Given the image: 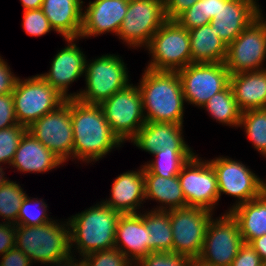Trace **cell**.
Returning a JSON list of instances; mask_svg holds the SVG:
<instances>
[{
    "label": "cell",
    "instance_id": "cell-23",
    "mask_svg": "<svg viewBox=\"0 0 266 266\" xmlns=\"http://www.w3.org/2000/svg\"><path fill=\"white\" fill-rule=\"evenodd\" d=\"M82 0H43L42 10L51 27L64 39H78L83 25Z\"/></svg>",
    "mask_w": 266,
    "mask_h": 266
},
{
    "label": "cell",
    "instance_id": "cell-28",
    "mask_svg": "<svg viewBox=\"0 0 266 266\" xmlns=\"http://www.w3.org/2000/svg\"><path fill=\"white\" fill-rule=\"evenodd\" d=\"M144 188L145 199L151 198L162 203L154 210L168 211L186 207L178 176L165 178L158 175H144Z\"/></svg>",
    "mask_w": 266,
    "mask_h": 266
},
{
    "label": "cell",
    "instance_id": "cell-41",
    "mask_svg": "<svg viewBox=\"0 0 266 266\" xmlns=\"http://www.w3.org/2000/svg\"><path fill=\"white\" fill-rule=\"evenodd\" d=\"M231 266H266L249 243H243Z\"/></svg>",
    "mask_w": 266,
    "mask_h": 266
},
{
    "label": "cell",
    "instance_id": "cell-50",
    "mask_svg": "<svg viewBox=\"0 0 266 266\" xmlns=\"http://www.w3.org/2000/svg\"><path fill=\"white\" fill-rule=\"evenodd\" d=\"M187 266H210V265L204 264L199 259H191Z\"/></svg>",
    "mask_w": 266,
    "mask_h": 266
},
{
    "label": "cell",
    "instance_id": "cell-31",
    "mask_svg": "<svg viewBox=\"0 0 266 266\" xmlns=\"http://www.w3.org/2000/svg\"><path fill=\"white\" fill-rule=\"evenodd\" d=\"M201 108H206L213 119L228 126L239 127L241 111L236 103L230 84L214 94Z\"/></svg>",
    "mask_w": 266,
    "mask_h": 266
},
{
    "label": "cell",
    "instance_id": "cell-20",
    "mask_svg": "<svg viewBox=\"0 0 266 266\" xmlns=\"http://www.w3.org/2000/svg\"><path fill=\"white\" fill-rule=\"evenodd\" d=\"M115 248L134 266L150 253V236L141 213L120 215L116 225Z\"/></svg>",
    "mask_w": 266,
    "mask_h": 266
},
{
    "label": "cell",
    "instance_id": "cell-42",
    "mask_svg": "<svg viewBox=\"0 0 266 266\" xmlns=\"http://www.w3.org/2000/svg\"><path fill=\"white\" fill-rule=\"evenodd\" d=\"M16 225L4 222L0 223V255L15 247Z\"/></svg>",
    "mask_w": 266,
    "mask_h": 266
},
{
    "label": "cell",
    "instance_id": "cell-12",
    "mask_svg": "<svg viewBox=\"0 0 266 266\" xmlns=\"http://www.w3.org/2000/svg\"><path fill=\"white\" fill-rule=\"evenodd\" d=\"M243 243L238 223L228 211L219 219H210L198 259L210 266H231Z\"/></svg>",
    "mask_w": 266,
    "mask_h": 266
},
{
    "label": "cell",
    "instance_id": "cell-36",
    "mask_svg": "<svg viewBox=\"0 0 266 266\" xmlns=\"http://www.w3.org/2000/svg\"><path fill=\"white\" fill-rule=\"evenodd\" d=\"M80 259L83 266H133V263L117 248L95 251Z\"/></svg>",
    "mask_w": 266,
    "mask_h": 266
},
{
    "label": "cell",
    "instance_id": "cell-46",
    "mask_svg": "<svg viewBox=\"0 0 266 266\" xmlns=\"http://www.w3.org/2000/svg\"><path fill=\"white\" fill-rule=\"evenodd\" d=\"M250 245L260 256L261 260L266 264V234L254 239Z\"/></svg>",
    "mask_w": 266,
    "mask_h": 266
},
{
    "label": "cell",
    "instance_id": "cell-6",
    "mask_svg": "<svg viewBox=\"0 0 266 266\" xmlns=\"http://www.w3.org/2000/svg\"><path fill=\"white\" fill-rule=\"evenodd\" d=\"M12 96L17 122L26 128L66 101L39 74L24 80L18 78Z\"/></svg>",
    "mask_w": 266,
    "mask_h": 266
},
{
    "label": "cell",
    "instance_id": "cell-9",
    "mask_svg": "<svg viewBox=\"0 0 266 266\" xmlns=\"http://www.w3.org/2000/svg\"><path fill=\"white\" fill-rule=\"evenodd\" d=\"M166 21L164 0H129L117 35L130 47L146 48Z\"/></svg>",
    "mask_w": 266,
    "mask_h": 266
},
{
    "label": "cell",
    "instance_id": "cell-24",
    "mask_svg": "<svg viewBox=\"0 0 266 266\" xmlns=\"http://www.w3.org/2000/svg\"><path fill=\"white\" fill-rule=\"evenodd\" d=\"M61 164L63 165V162L59 157L27 131L21 138L10 166L25 173H43Z\"/></svg>",
    "mask_w": 266,
    "mask_h": 266
},
{
    "label": "cell",
    "instance_id": "cell-17",
    "mask_svg": "<svg viewBox=\"0 0 266 266\" xmlns=\"http://www.w3.org/2000/svg\"><path fill=\"white\" fill-rule=\"evenodd\" d=\"M257 4L256 0H220V10L210 24L226 46L262 15Z\"/></svg>",
    "mask_w": 266,
    "mask_h": 266
},
{
    "label": "cell",
    "instance_id": "cell-44",
    "mask_svg": "<svg viewBox=\"0 0 266 266\" xmlns=\"http://www.w3.org/2000/svg\"><path fill=\"white\" fill-rule=\"evenodd\" d=\"M197 0H164L167 20H175L180 14L192 7Z\"/></svg>",
    "mask_w": 266,
    "mask_h": 266
},
{
    "label": "cell",
    "instance_id": "cell-38",
    "mask_svg": "<svg viewBox=\"0 0 266 266\" xmlns=\"http://www.w3.org/2000/svg\"><path fill=\"white\" fill-rule=\"evenodd\" d=\"M191 259L174 252H150L136 266H187Z\"/></svg>",
    "mask_w": 266,
    "mask_h": 266
},
{
    "label": "cell",
    "instance_id": "cell-49",
    "mask_svg": "<svg viewBox=\"0 0 266 266\" xmlns=\"http://www.w3.org/2000/svg\"><path fill=\"white\" fill-rule=\"evenodd\" d=\"M24 10L42 8L43 0H20Z\"/></svg>",
    "mask_w": 266,
    "mask_h": 266
},
{
    "label": "cell",
    "instance_id": "cell-19",
    "mask_svg": "<svg viewBox=\"0 0 266 266\" xmlns=\"http://www.w3.org/2000/svg\"><path fill=\"white\" fill-rule=\"evenodd\" d=\"M129 0H94L90 1L83 12V25L80 37L112 32L118 34L127 13Z\"/></svg>",
    "mask_w": 266,
    "mask_h": 266
},
{
    "label": "cell",
    "instance_id": "cell-13",
    "mask_svg": "<svg viewBox=\"0 0 266 266\" xmlns=\"http://www.w3.org/2000/svg\"><path fill=\"white\" fill-rule=\"evenodd\" d=\"M177 72L185 101L198 107L230 84L224 63H191Z\"/></svg>",
    "mask_w": 266,
    "mask_h": 266
},
{
    "label": "cell",
    "instance_id": "cell-5",
    "mask_svg": "<svg viewBox=\"0 0 266 266\" xmlns=\"http://www.w3.org/2000/svg\"><path fill=\"white\" fill-rule=\"evenodd\" d=\"M85 64L86 88L73 93L72 98L85 104L100 105L114 93L126 88L130 83L123 59L118 55L106 54Z\"/></svg>",
    "mask_w": 266,
    "mask_h": 266
},
{
    "label": "cell",
    "instance_id": "cell-16",
    "mask_svg": "<svg viewBox=\"0 0 266 266\" xmlns=\"http://www.w3.org/2000/svg\"><path fill=\"white\" fill-rule=\"evenodd\" d=\"M208 161L216 173L219 199L223 193L237 197L238 201L230 210L257 198L264 192V181L242 162L228 157H218Z\"/></svg>",
    "mask_w": 266,
    "mask_h": 266
},
{
    "label": "cell",
    "instance_id": "cell-7",
    "mask_svg": "<svg viewBox=\"0 0 266 266\" xmlns=\"http://www.w3.org/2000/svg\"><path fill=\"white\" fill-rule=\"evenodd\" d=\"M152 60L146 66L155 71H178L192 63L190 36L175 20H167L146 47Z\"/></svg>",
    "mask_w": 266,
    "mask_h": 266
},
{
    "label": "cell",
    "instance_id": "cell-18",
    "mask_svg": "<svg viewBox=\"0 0 266 266\" xmlns=\"http://www.w3.org/2000/svg\"><path fill=\"white\" fill-rule=\"evenodd\" d=\"M68 46L55 55L48 73L40 76L56 89L65 99L72 98L68 86L85 72L86 56L74 43V38L65 39ZM70 43V44H69Z\"/></svg>",
    "mask_w": 266,
    "mask_h": 266
},
{
    "label": "cell",
    "instance_id": "cell-25",
    "mask_svg": "<svg viewBox=\"0 0 266 266\" xmlns=\"http://www.w3.org/2000/svg\"><path fill=\"white\" fill-rule=\"evenodd\" d=\"M230 86L241 112L266 108V69L231 74Z\"/></svg>",
    "mask_w": 266,
    "mask_h": 266
},
{
    "label": "cell",
    "instance_id": "cell-45",
    "mask_svg": "<svg viewBox=\"0 0 266 266\" xmlns=\"http://www.w3.org/2000/svg\"><path fill=\"white\" fill-rule=\"evenodd\" d=\"M0 266H31L32 261L18 248L14 247L2 255Z\"/></svg>",
    "mask_w": 266,
    "mask_h": 266
},
{
    "label": "cell",
    "instance_id": "cell-52",
    "mask_svg": "<svg viewBox=\"0 0 266 266\" xmlns=\"http://www.w3.org/2000/svg\"><path fill=\"white\" fill-rule=\"evenodd\" d=\"M264 192L266 193V183L264 182Z\"/></svg>",
    "mask_w": 266,
    "mask_h": 266
},
{
    "label": "cell",
    "instance_id": "cell-30",
    "mask_svg": "<svg viewBox=\"0 0 266 266\" xmlns=\"http://www.w3.org/2000/svg\"><path fill=\"white\" fill-rule=\"evenodd\" d=\"M153 155L155 160L143 165V175H158L168 178L178 176L182 167L195 153L192 150L160 149Z\"/></svg>",
    "mask_w": 266,
    "mask_h": 266
},
{
    "label": "cell",
    "instance_id": "cell-35",
    "mask_svg": "<svg viewBox=\"0 0 266 266\" xmlns=\"http://www.w3.org/2000/svg\"><path fill=\"white\" fill-rule=\"evenodd\" d=\"M28 129L20 124L0 130V165L11 164L22 136Z\"/></svg>",
    "mask_w": 266,
    "mask_h": 266
},
{
    "label": "cell",
    "instance_id": "cell-26",
    "mask_svg": "<svg viewBox=\"0 0 266 266\" xmlns=\"http://www.w3.org/2000/svg\"><path fill=\"white\" fill-rule=\"evenodd\" d=\"M236 219L244 243L266 234V193L229 210Z\"/></svg>",
    "mask_w": 266,
    "mask_h": 266
},
{
    "label": "cell",
    "instance_id": "cell-43",
    "mask_svg": "<svg viewBox=\"0 0 266 266\" xmlns=\"http://www.w3.org/2000/svg\"><path fill=\"white\" fill-rule=\"evenodd\" d=\"M19 77L15 76L0 56V95L11 93Z\"/></svg>",
    "mask_w": 266,
    "mask_h": 266
},
{
    "label": "cell",
    "instance_id": "cell-29",
    "mask_svg": "<svg viewBox=\"0 0 266 266\" xmlns=\"http://www.w3.org/2000/svg\"><path fill=\"white\" fill-rule=\"evenodd\" d=\"M150 236V252H172L173 235L168 211L142 213Z\"/></svg>",
    "mask_w": 266,
    "mask_h": 266
},
{
    "label": "cell",
    "instance_id": "cell-4",
    "mask_svg": "<svg viewBox=\"0 0 266 266\" xmlns=\"http://www.w3.org/2000/svg\"><path fill=\"white\" fill-rule=\"evenodd\" d=\"M15 247L33 263L51 265L66 259L72 255L69 222L60 225L52 220L39 226L16 225Z\"/></svg>",
    "mask_w": 266,
    "mask_h": 266
},
{
    "label": "cell",
    "instance_id": "cell-14",
    "mask_svg": "<svg viewBox=\"0 0 266 266\" xmlns=\"http://www.w3.org/2000/svg\"><path fill=\"white\" fill-rule=\"evenodd\" d=\"M27 129L63 163L73 157L71 98L39 118Z\"/></svg>",
    "mask_w": 266,
    "mask_h": 266
},
{
    "label": "cell",
    "instance_id": "cell-47",
    "mask_svg": "<svg viewBox=\"0 0 266 266\" xmlns=\"http://www.w3.org/2000/svg\"><path fill=\"white\" fill-rule=\"evenodd\" d=\"M204 2L205 17L211 22V19L218 14L220 10V0H202Z\"/></svg>",
    "mask_w": 266,
    "mask_h": 266
},
{
    "label": "cell",
    "instance_id": "cell-27",
    "mask_svg": "<svg viewBox=\"0 0 266 266\" xmlns=\"http://www.w3.org/2000/svg\"><path fill=\"white\" fill-rule=\"evenodd\" d=\"M192 63H224L227 46L211 24L188 30Z\"/></svg>",
    "mask_w": 266,
    "mask_h": 266
},
{
    "label": "cell",
    "instance_id": "cell-33",
    "mask_svg": "<svg viewBox=\"0 0 266 266\" xmlns=\"http://www.w3.org/2000/svg\"><path fill=\"white\" fill-rule=\"evenodd\" d=\"M26 195L18 183L9 179L0 186V216L4 221L17 225L19 209Z\"/></svg>",
    "mask_w": 266,
    "mask_h": 266
},
{
    "label": "cell",
    "instance_id": "cell-8",
    "mask_svg": "<svg viewBox=\"0 0 266 266\" xmlns=\"http://www.w3.org/2000/svg\"><path fill=\"white\" fill-rule=\"evenodd\" d=\"M100 106L112 132L122 143L131 141L146 122L139 88L133 84L114 93Z\"/></svg>",
    "mask_w": 266,
    "mask_h": 266
},
{
    "label": "cell",
    "instance_id": "cell-2",
    "mask_svg": "<svg viewBox=\"0 0 266 266\" xmlns=\"http://www.w3.org/2000/svg\"><path fill=\"white\" fill-rule=\"evenodd\" d=\"M142 74L138 88L145 121L183 125L185 99L178 72L146 68Z\"/></svg>",
    "mask_w": 266,
    "mask_h": 266
},
{
    "label": "cell",
    "instance_id": "cell-40",
    "mask_svg": "<svg viewBox=\"0 0 266 266\" xmlns=\"http://www.w3.org/2000/svg\"><path fill=\"white\" fill-rule=\"evenodd\" d=\"M18 124L12 92L0 95V130Z\"/></svg>",
    "mask_w": 266,
    "mask_h": 266
},
{
    "label": "cell",
    "instance_id": "cell-1",
    "mask_svg": "<svg viewBox=\"0 0 266 266\" xmlns=\"http://www.w3.org/2000/svg\"><path fill=\"white\" fill-rule=\"evenodd\" d=\"M73 158L87 163L98 161L122 142L112 132L100 105L71 98Z\"/></svg>",
    "mask_w": 266,
    "mask_h": 266
},
{
    "label": "cell",
    "instance_id": "cell-22",
    "mask_svg": "<svg viewBox=\"0 0 266 266\" xmlns=\"http://www.w3.org/2000/svg\"><path fill=\"white\" fill-rule=\"evenodd\" d=\"M143 166L138 171L120 174L113 182L111 197L103 202L121 214L137 213L138 207L145 202Z\"/></svg>",
    "mask_w": 266,
    "mask_h": 266
},
{
    "label": "cell",
    "instance_id": "cell-51",
    "mask_svg": "<svg viewBox=\"0 0 266 266\" xmlns=\"http://www.w3.org/2000/svg\"><path fill=\"white\" fill-rule=\"evenodd\" d=\"M3 168L0 166V186H2L6 181V177H4Z\"/></svg>",
    "mask_w": 266,
    "mask_h": 266
},
{
    "label": "cell",
    "instance_id": "cell-15",
    "mask_svg": "<svg viewBox=\"0 0 266 266\" xmlns=\"http://www.w3.org/2000/svg\"><path fill=\"white\" fill-rule=\"evenodd\" d=\"M179 182L186 200V207H199L212 212L219 201L216 173L209 161L194 155L182 167Z\"/></svg>",
    "mask_w": 266,
    "mask_h": 266
},
{
    "label": "cell",
    "instance_id": "cell-21",
    "mask_svg": "<svg viewBox=\"0 0 266 266\" xmlns=\"http://www.w3.org/2000/svg\"><path fill=\"white\" fill-rule=\"evenodd\" d=\"M182 127L176 123L145 122L131 142L151 154L160 149L191 150L182 137Z\"/></svg>",
    "mask_w": 266,
    "mask_h": 266
},
{
    "label": "cell",
    "instance_id": "cell-34",
    "mask_svg": "<svg viewBox=\"0 0 266 266\" xmlns=\"http://www.w3.org/2000/svg\"><path fill=\"white\" fill-rule=\"evenodd\" d=\"M36 199L38 200V198L30 199L28 195L25 196L19 209L17 225L39 226L53 220L52 218L49 219L46 213L48 206L44 200L37 201Z\"/></svg>",
    "mask_w": 266,
    "mask_h": 266
},
{
    "label": "cell",
    "instance_id": "cell-32",
    "mask_svg": "<svg viewBox=\"0 0 266 266\" xmlns=\"http://www.w3.org/2000/svg\"><path fill=\"white\" fill-rule=\"evenodd\" d=\"M242 126L254 148L266 156V108L242 112L239 127Z\"/></svg>",
    "mask_w": 266,
    "mask_h": 266
},
{
    "label": "cell",
    "instance_id": "cell-11",
    "mask_svg": "<svg viewBox=\"0 0 266 266\" xmlns=\"http://www.w3.org/2000/svg\"><path fill=\"white\" fill-rule=\"evenodd\" d=\"M266 58V19L263 14L227 46L225 67L231 74L259 71Z\"/></svg>",
    "mask_w": 266,
    "mask_h": 266
},
{
    "label": "cell",
    "instance_id": "cell-10",
    "mask_svg": "<svg viewBox=\"0 0 266 266\" xmlns=\"http://www.w3.org/2000/svg\"><path fill=\"white\" fill-rule=\"evenodd\" d=\"M168 212L173 235L172 252L198 259L213 213L204 208L188 206Z\"/></svg>",
    "mask_w": 266,
    "mask_h": 266
},
{
    "label": "cell",
    "instance_id": "cell-37",
    "mask_svg": "<svg viewBox=\"0 0 266 266\" xmlns=\"http://www.w3.org/2000/svg\"><path fill=\"white\" fill-rule=\"evenodd\" d=\"M23 28L25 33L31 36H42L54 30L48 18L44 15L41 8L24 10Z\"/></svg>",
    "mask_w": 266,
    "mask_h": 266
},
{
    "label": "cell",
    "instance_id": "cell-39",
    "mask_svg": "<svg viewBox=\"0 0 266 266\" xmlns=\"http://www.w3.org/2000/svg\"><path fill=\"white\" fill-rule=\"evenodd\" d=\"M175 21L187 30H192L210 23L205 17L204 2L202 0H197L192 7L180 14Z\"/></svg>",
    "mask_w": 266,
    "mask_h": 266
},
{
    "label": "cell",
    "instance_id": "cell-48",
    "mask_svg": "<svg viewBox=\"0 0 266 266\" xmlns=\"http://www.w3.org/2000/svg\"><path fill=\"white\" fill-rule=\"evenodd\" d=\"M72 256L73 255L67 257L66 259H62V260H59V261H56V262H52L51 264H52V266H83L82 259L81 260H76V258L74 259V257H72Z\"/></svg>",
    "mask_w": 266,
    "mask_h": 266
},
{
    "label": "cell",
    "instance_id": "cell-3",
    "mask_svg": "<svg viewBox=\"0 0 266 266\" xmlns=\"http://www.w3.org/2000/svg\"><path fill=\"white\" fill-rule=\"evenodd\" d=\"M121 213L104 202L68 218L71 249L75 245L83 257L89 253L115 248L116 225Z\"/></svg>",
    "mask_w": 266,
    "mask_h": 266
}]
</instances>
